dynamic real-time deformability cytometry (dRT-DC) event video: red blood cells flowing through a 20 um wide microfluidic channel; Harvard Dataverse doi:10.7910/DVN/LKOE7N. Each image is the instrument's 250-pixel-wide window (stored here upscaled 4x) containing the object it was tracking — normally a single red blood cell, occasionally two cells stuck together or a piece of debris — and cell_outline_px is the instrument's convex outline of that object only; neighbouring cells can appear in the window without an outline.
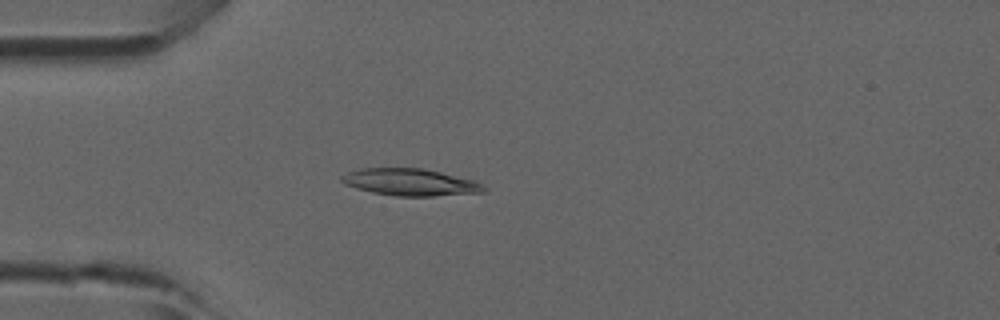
{"species": "common noctule bat (a hibernating species)", "species_latin": "Nyctalus noctula", "temperature_condition": "room temperature", "stored_images_in_passage": 4, "camera_frame_rate_fps": 3000, "um_per_image_px": 0.085, "animal": {"sex": "male", "forearm_length_mm": 52.5}, "frame": {"image": 1, "passage_image": 4, "time_ms": 1.0, "image_size_px": [1000, 320], "cell_outline_px": [[488, 188], [484, 192], [432, 196], [396, 196], [372, 192], [356, 188], [344, 184], [340, 180], [340, 176], [348, 172], [360, 168], [424, 168], [476, 180]], "centroid_in_image_um": [34.89, 15.48], "position_along_channel_um": 50.1, "area_um2": 22.54}}